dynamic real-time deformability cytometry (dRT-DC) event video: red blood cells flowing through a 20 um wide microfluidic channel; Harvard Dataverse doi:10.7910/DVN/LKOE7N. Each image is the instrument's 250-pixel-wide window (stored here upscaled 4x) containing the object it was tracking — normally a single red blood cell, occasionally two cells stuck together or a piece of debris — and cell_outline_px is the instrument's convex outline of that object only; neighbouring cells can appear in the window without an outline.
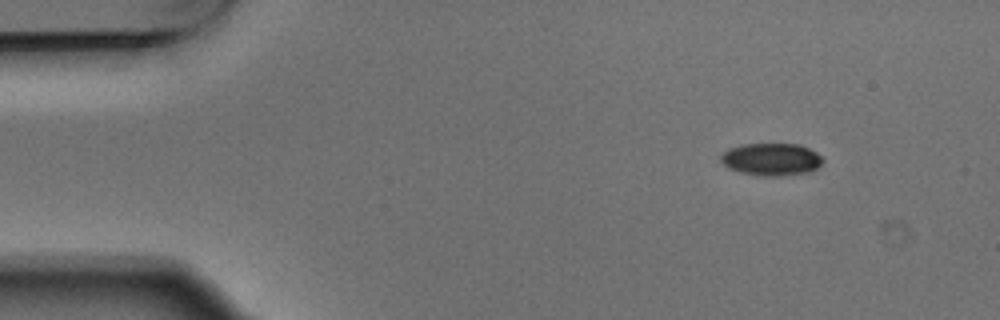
{"species": "Egyptian fruit bat (a non-hibernating species)", "species_latin": "Rousettus aegyptiacus", "temperature_condition": "warm", "stored_images_in_passage": 6, "camera_frame_rate_fps": 3000, "um_per_image_px": 0.085, "animal": {"sex": "male"}, "frame": {"image": 1, "passage_image": 1, "time_ms": 0.0, "image_size_px": [1000, 320], "cell_outline_px": [[824, 160], [816, 168], [808, 172], [776, 176], [764, 176], [740, 172], [728, 168], [720, 160], [720, 156], [728, 148], [744, 144], [800, 144], [816, 152]], "centroid_in_image_um": [65.54, 13.53], "position_along_channel_um": 19.5, "area_um2": 19.13}}
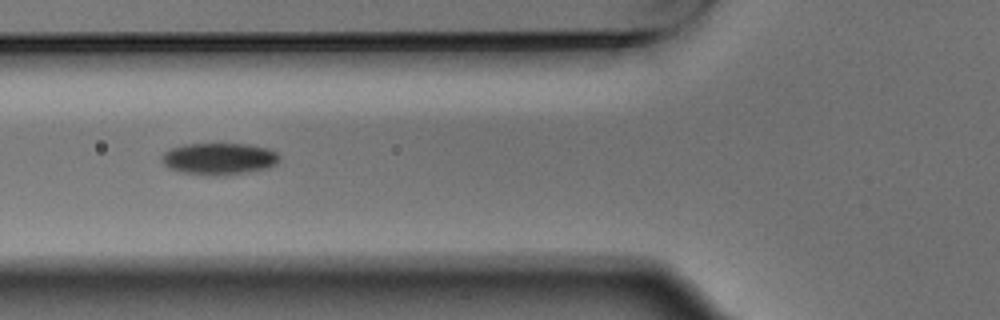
{"frame": {"image": 2, "passage_image": 4, "time_ms": 1.0, "image_size_px": [1000, 320], "cell_outline_px": [[280, 160], [276, 164], [268, 168], [252, 172], [224, 176], [204, 176], [180, 172], [168, 168], [160, 160], [160, 156], [164, 152], [172, 148], [184, 144], [248, 144], [268, 148], [276, 152], [280, 156]], "centroid_in_image_um": [18.62, 13.52], "position_along_channel_um": 107.2, "area_um2": 22.37}}
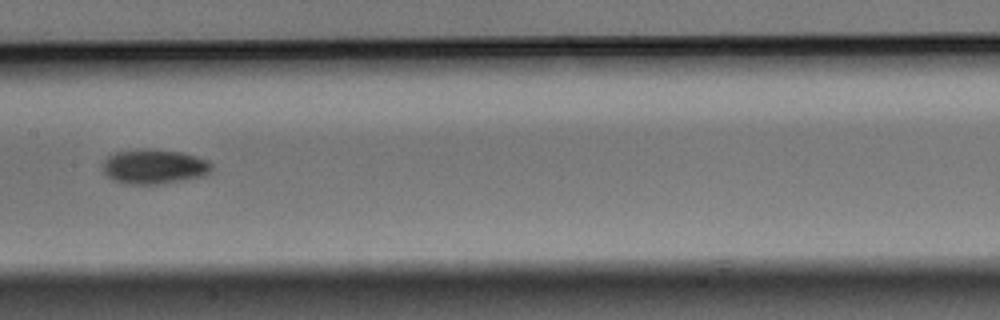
{"frame": {"image": 3, "passage_image": 6, "time_ms": 1.667, "image_size_px": [1000, 320], "cell_outline_px": [[212, 168], [204, 176], [164, 184], [124, 184], [112, 180], [104, 172], [104, 160], [108, 156], [116, 152], [140, 148], [148, 148], [184, 152], [208, 160], [212, 164]], "centroid_in_image_um": [13.11, 14.15], "position_along_channel_um": 194.3, "area_um2": 22.31}}